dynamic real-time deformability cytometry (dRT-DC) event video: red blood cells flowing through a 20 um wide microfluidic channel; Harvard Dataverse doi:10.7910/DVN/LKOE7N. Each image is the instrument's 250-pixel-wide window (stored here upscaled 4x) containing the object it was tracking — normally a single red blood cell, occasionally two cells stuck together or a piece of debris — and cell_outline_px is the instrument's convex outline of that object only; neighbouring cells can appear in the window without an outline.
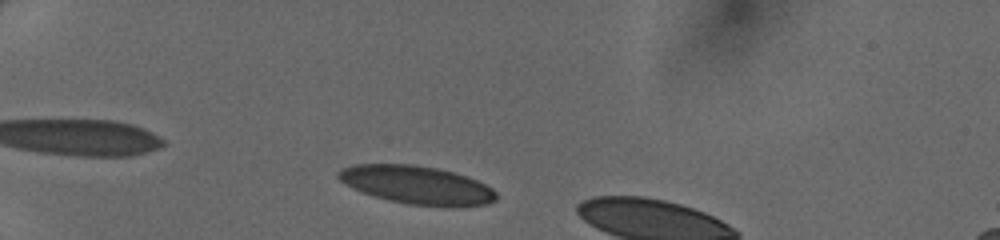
{"species": "human", "species_latin": "Homo sapiens", "temperature_condition": "cold", "stored_images_in_passage": 11, "camera_frame_rate_fps": 3000, "um_per_image_px": 0.085, "donor": {"sex": "female"}, "frame": {"image": 1, "passage_image": 4, "time_ms": 1.0, "image_size_px": [1000, 240], "cell_outline_px": [[492, 196], [488, 200], [472, 204], [428, 204], [400, 200], [384, 196], [372, 192], [344, 180], [340, 176], [344, 172], [352, 168], [424, 168], [444, 172], [460, 176], [472, 180], [488, 188], [492, 192]], "centroid_in_image_um": [35.59, 15.76], "position_along_channel_um": 49.4, "area_um2": 28.15}}
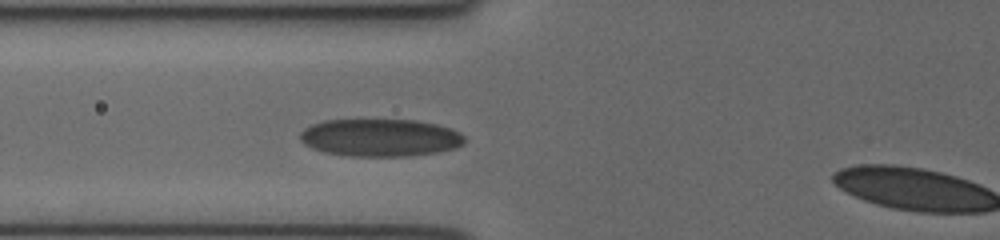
{"frame": {"image": 2, "passage_image": 10, "time_ms": 3.0, "image_size_px": [1000, 240], "cell_outline_px": [[460, 140], [456, 144], [436, 148], [408, 152], [360, 152], [328, 148], [316, 144], [308, 140], [304, 136], [312, 128], [324, 124], [352, 120], [384, 120], [420, 124], [440, 128], [452, 132]], "centroid_in_image_um": [32.32, 11.59], "position_along_channel_um": 93.5, "area_um2": 27.74}}